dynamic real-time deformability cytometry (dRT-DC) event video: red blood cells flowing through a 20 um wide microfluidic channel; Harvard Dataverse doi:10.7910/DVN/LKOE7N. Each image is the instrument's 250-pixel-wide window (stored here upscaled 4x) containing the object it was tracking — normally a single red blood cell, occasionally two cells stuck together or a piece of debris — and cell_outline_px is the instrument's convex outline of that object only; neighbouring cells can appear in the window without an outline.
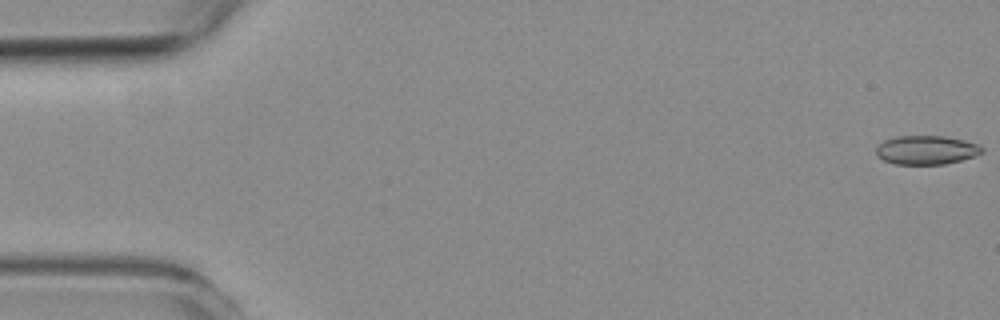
{"species": "common noctule bat (a hibernating species)", "species_latin": "Nyctalus noctula", "temperature_condition": "room temperature", "stored_images_in_passage": 57, "camera_frame_rate_fps": 3000, "um_per_image_px": 0.085, "animal": {"sex": "female", "body_mass_g": 19.3, "forearm_length_mm": 54.1}, "frame": {"image": 1, "passage_image": 1, "time_ms": 0.0, "image_size_px": [1000, 320], "cell_outline_px": [[984, 152], [976, 156], [944, 164], [896, 164], [884, 160], [876, 156], [876, 148], [884, 140], [900, 136], [944, 136], [964, 140], [976, 144], [984, 148]], "centroid_in_image_um": [78.75, 12.75], "position_along_channel_um": 6.2, "area_um2": 17.74}}
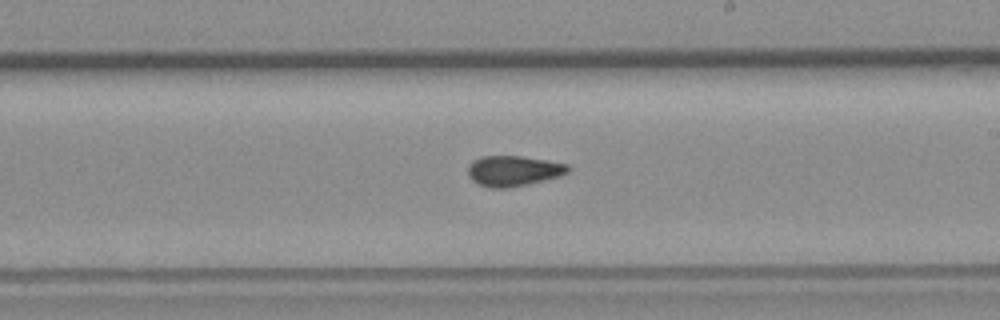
{"frame": {"image": 2, "passage_image": 33, "time_ms": 10.667, "image_size_px": [1000, 320], "cell_outline_px": [[572, 168], [568, 172], [560, 176], [528, 184], [508, 188], [492, 188], [480, 184], [472, 180], [468, 176], [468, 164], [472, 160], [480, 156], [520, 156], [548, 160], [568, 164]], "centroid_in_image_um": [43.64, 14.51], "position_along_channel_um": 245.4, "area_um2": 17.92}}
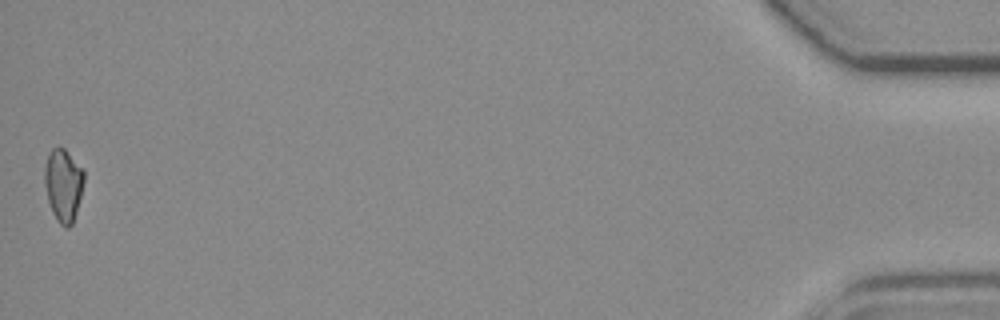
{"frame": {"image": 3, "passage_image": 57, "time_ms": 18.667, "image_size_px": [1000, 320], "cell_outline_px": [[84, 180], [76, 212], [72, 224], [68, 228], [64, 228], [56, 220], [52, 212], [48, 200], [44, 184], [44, 168], [48, 156], [52, 148], [64, 148], [84, 168]], "centroid_in_image_um": [5.38, 15.73], "position_along_channel_um": 429.8, "area_um2": 16.7}, "authors_computed_cell_mechanics": {"area_um2": 17.629, "velocity_mm_per_s": 3.6031, "shape_relaxation_time_tau1_ms": 11.1002, "shape_relaxation_time_tau2_ms": 2.6327, "deformation_change_tau1": 0.2142, "deformation_change_tau2": 0.0784}}